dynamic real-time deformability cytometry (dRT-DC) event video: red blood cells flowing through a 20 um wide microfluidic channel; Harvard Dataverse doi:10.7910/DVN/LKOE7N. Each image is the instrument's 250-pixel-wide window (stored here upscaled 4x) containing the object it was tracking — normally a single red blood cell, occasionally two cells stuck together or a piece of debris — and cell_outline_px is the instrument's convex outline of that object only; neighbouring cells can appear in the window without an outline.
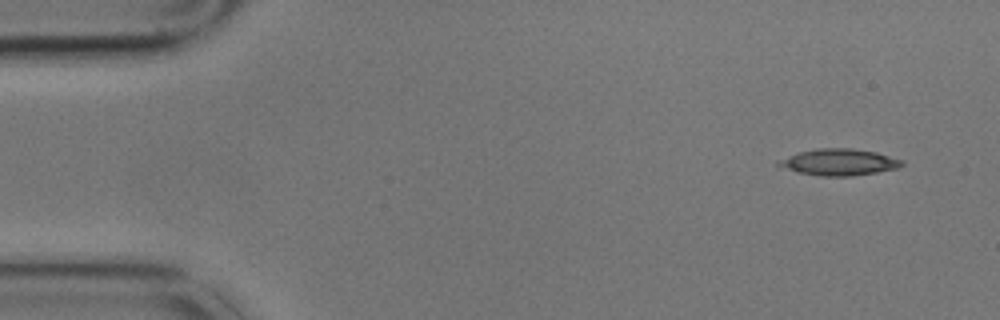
{"species": "common noctule bat (a hibernating species)", "species_latin": "Nyctalus noctula", "temperature_condition": "cold", "stored_images_in_passage": 2, "camera_frame_rate_fps": 3000, "um_per_image_px": 0.085, "animal": {"sex": "male", "body_mass_g": 17.9}, "frame": {"image": 1, "passage_image": 1, "time_ms": 0.0, "image_size_px": [1000, 320], "cell_outline_px": [[904, 164], [900, 168], [852, 176], [820, 176], [796, 172], [776, 164], [776, 160], [800, 152], [816, 148], [852, 148], [876, 152], [904, 160]], "centroid_in_image_um": [71.34, 13.78], "position_along_channel_um": 13.7, "area_um2": 19.13}}